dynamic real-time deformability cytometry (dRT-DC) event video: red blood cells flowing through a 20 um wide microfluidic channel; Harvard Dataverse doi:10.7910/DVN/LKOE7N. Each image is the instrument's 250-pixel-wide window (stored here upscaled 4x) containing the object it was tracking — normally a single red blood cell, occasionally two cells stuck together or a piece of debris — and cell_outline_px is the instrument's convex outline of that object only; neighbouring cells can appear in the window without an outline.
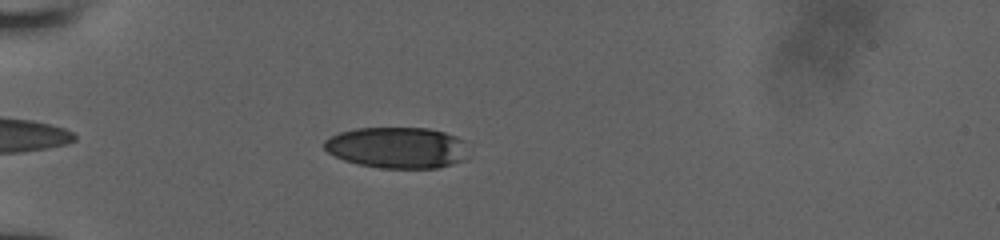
{"species": "human", "species_latin": "Homo sapiens", "temperature_condition": "room temperature", "stored_images_in_passage": 38, "camera_frame_rate_fps": 3000, "um_per_image_px": 0.085, "donor": {"sex": "male"}, "frame": {"image": 1, "passage_image": 4, "time_ms": 1.0, "image_size_px": [1000, 240], "cell_outline_px": [[464, 160], [452, 164], [436, 168], [380, 168], [360, 164], [344, 160], [328, 152], [324, 148], [324, 140], [340, 132], [356, 128], [428, 128], [444, 132], [456, 136], [464, 140]], "centroid_in_image_um": [33.74, 12.54], "position_along_channel_um": 51.3, "area_um2": 34.33}}
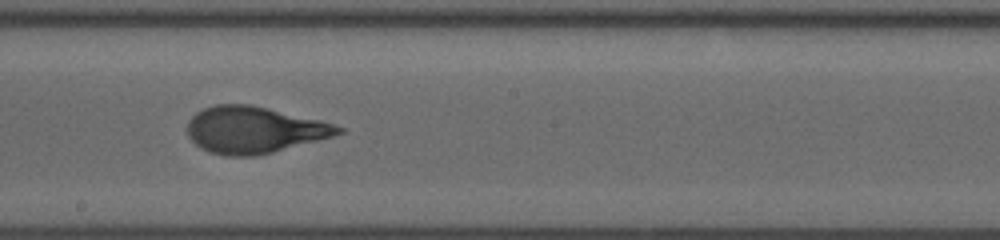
{"frame": {"image": 2, "passage_image": 20, "time_ms": 6.0, "image_size_px": [1000, 240], "cell_outline_px": [[344, 132], [332, 136], [272, 152], [256, 156], [228, 156], [208, 152], [200, 148], [188, 136], [188, 120], [196, 112], [204, 108], [216, 104], [252, 104], [320, 120], [344, 128]], "centroid_in_image_um": [21.56, 11.03], "position_along_channel_um": 226.6, "area_um2": 40.81}}
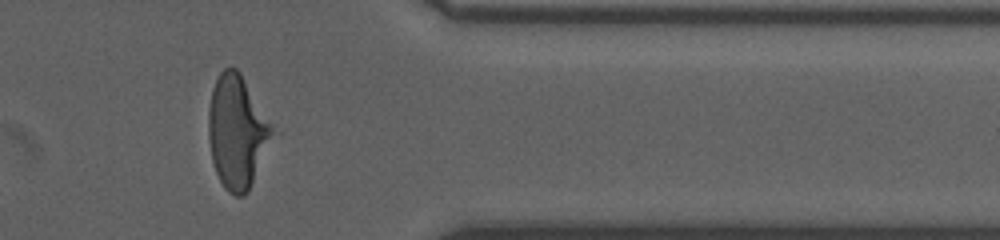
{"frame": {"image": 3, "passage_image": 35, "time_ms": 10.333, "image_size_px": [1000, 240], "cell_outline_px": [[280, 132], [248, 192], [244, 196], [236, 196], [228, 192], [224, 188], [216, 172], [212, 160], [208, 136], [208, 112], [212, 88], [220, 72], [224, 68], [236, 68], [240, 72]], "centroid_in_image_um": [20.24, 11.23], "position_along_channel_um": 391.2, "area_um2": 43.64}}